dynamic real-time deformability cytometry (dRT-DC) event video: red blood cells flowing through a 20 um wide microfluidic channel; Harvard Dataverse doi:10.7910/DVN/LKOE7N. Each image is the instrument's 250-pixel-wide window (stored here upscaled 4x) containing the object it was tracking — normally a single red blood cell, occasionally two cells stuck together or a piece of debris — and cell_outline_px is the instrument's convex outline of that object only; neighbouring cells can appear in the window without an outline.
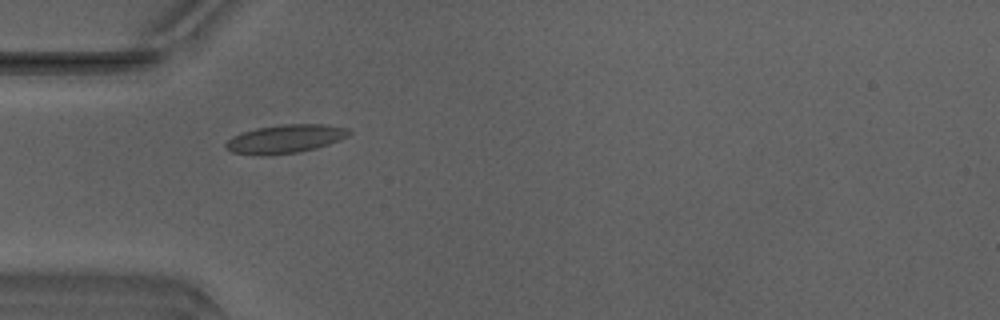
{"species": "Egyptian fruit bat (a non-hibernating species)", "species_latin": "Rousettus aegyptiacus", "temperature_condition": "warm", "stored_images_in_passage": 31, "camera_frame_rate_fps": 3000, "um_per_image_px": 0.085, "animal": {"sex": "male"}, "frame": {"image": 1, "passage_image": 1, "time_ms": 0.0, "image_size_px": [1000, 320], "cell_outline_px": [[352, 132], [348, 136], [340, 140], [316, 148], [296, 152], [232, 152], [224, 148], [224, 144], [232, 136], [240, 132], [256, 128], [280, 124], [328, 124], [348, 128]], "centroid_in_image_um": [24.31, 11.74], "position_along_channel_um": 60.7, "area_um2": 19.77}, "authors_computed_cell_mechanics": {"area_um2": 20.3456, "velocity_mm_per_s": 4.1536, "shape_relaxation_time_tau1_ms": 2.1285, "shape_relaxation_time_tau2_ms": 1.2238, "deformation_change_tau1": 0.0602, "deformation_change_tau2": 0.0451}}